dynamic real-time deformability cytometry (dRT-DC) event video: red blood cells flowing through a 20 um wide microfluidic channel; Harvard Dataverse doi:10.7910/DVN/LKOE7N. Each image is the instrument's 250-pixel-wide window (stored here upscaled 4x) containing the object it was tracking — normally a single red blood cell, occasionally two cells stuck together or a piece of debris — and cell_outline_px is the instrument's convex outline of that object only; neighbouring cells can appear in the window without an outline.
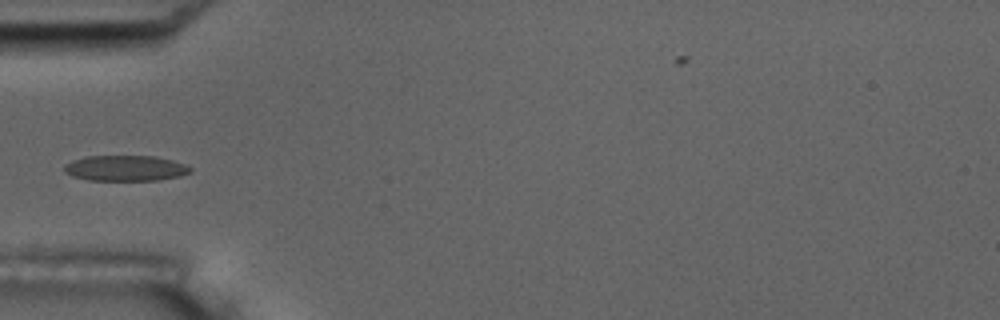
{"species": "common noctule bat (a hibernating species)", "species_latin": "Nyctalus noctula", "temperature_condition": "room temperature", "stored_images_in_passage": 13, "camera_frame_rate_fps": 3000, "um_per_image_px": 0.085, "animal": {"sex": "male", "body_mass_g": 17.5, "forearm_length_mm": 52.3}, "frame": {"image": 1, "passage_image": 3, "time_ms": 2.333, "image_size_px": [1000, 320], "cell_outline_px": [[192, 172], [180, 176], [160, 180], [88, 180], [72, 176], [64, 172], [64, 168], [72, 160], [84, 156], [156, 156], [172, 160], [184, 164], [192, 168]], "centroid_in_image_um": [10.68, 14.29], "position_along_channel_um": 74.3, "area_um2": 18.84}}
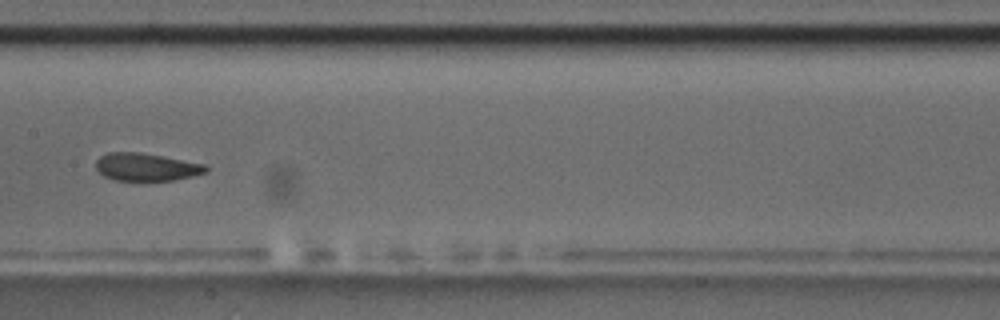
{"frame": {"image": 2, "passage_image": 6, "time_ms": 5.667, "image_size_px": [1000, 320], "cell_outline_px": [[208, 172], [192, 176], [172, 180], [116, 180], [104, 176], [96, 168], [96, 160], [100, 156], [108, 152], [140, 152], [204, 164], [208, 168]], "centroid_in_image_um": [12.42, 14.19], "position_along_channel_um": 195.0, "area_um2": 17.57}, "authors_computed_cell_mechanics": {"area_um2": 18.496, "velocity_mm_per_s": 3.6266, "shape_relaxation_time_tau1_ms": 5.7779, "shape_relaxation_time_tau2_ms": 1.3645, "deformation_change_tau1": 0.1385, "deformation_change_tau2": 0.0722}}